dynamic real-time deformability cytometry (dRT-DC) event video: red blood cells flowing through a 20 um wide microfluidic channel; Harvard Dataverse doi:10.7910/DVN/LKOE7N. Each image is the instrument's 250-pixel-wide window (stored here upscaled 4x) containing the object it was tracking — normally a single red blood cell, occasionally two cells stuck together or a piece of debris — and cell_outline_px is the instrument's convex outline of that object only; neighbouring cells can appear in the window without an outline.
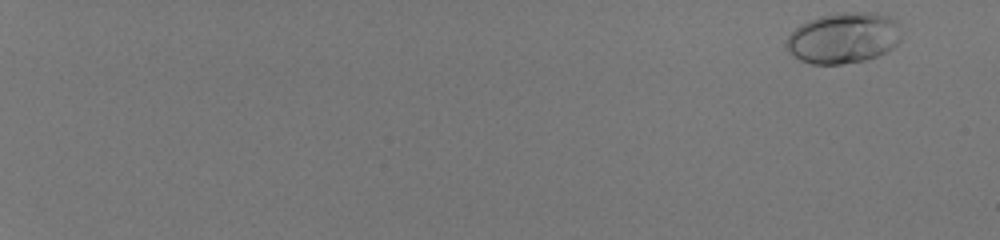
{"species": "human", "species_latin": "Homo sapiens", "temperature_condition": "room temperature", "stored_images_in_passage": 55, "camera_frame_rate_fps": 3000, "um_per_image_px": 0.085, "donor": {"sex": "male"}, "frame": {"image": 1, "passage_image": 2, "time_ms": 0.333, "image_size_px": [1000, 240], "cell_outline_px": [[900, 40], [892, 48], [876, 56], [864, 60], [840, 64], [812, 64], [800, 60], [788, 52], [784, 44], [788, 36], [800, 24], [808, 20], [820, 16], [844, 12], [876, 12], [892, 16], [900, 24]], "centroid_in_image_um": [71.7, 3.21], "position_along_channel_um": 13.3, "area_um2": 34.33}}
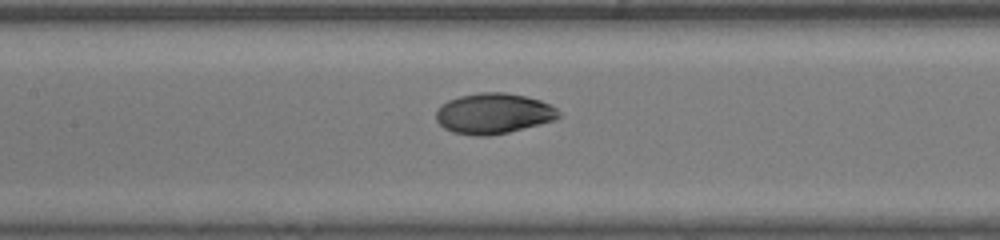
{"frame": {"image": 2, "passage_image": 32, "time_ms": 10.333, "image_size_px": [1000, 240], "cell_outline_px": [[560, 116], [556, 120], [508, 132], [488, 136], [476, 136], [452, 132], [444, 128], [436, 120], [436, 108], [440, 104], [448, 100], [460, 96], [480, 92], [504, 92], [524, 96], [540, 100], [552, 104], [560, 112]], "centroid_in_image_um": [41.94, 9.64], "position_along_channel_um": 165.5, "area_um2": 29.19}}
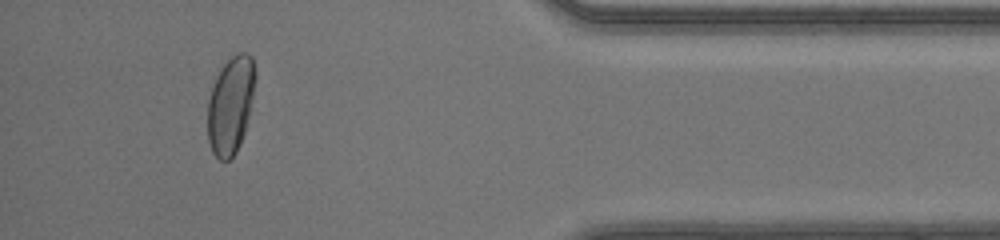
{"frame": {"image": 3, "passage_image": 52, "time_ms": 17.0, "image_size_px": [1000, 240], "cell_outline_px": [[256, 80], [248, 116], [244, 132], [240, 144], [236, 152], [228, 160], [220, 160], [212, 152], [208, 140], [208, 100], [216, 76], [220, 68], [236, 52], [244, 52], [252, 56], [256, 72]], "centroid_in_image_um": [19.6, 8.89], "position_along_channel_um": 415.6, "area_um2": 26.93}, "authors_computed_cell_mechanics": {"area_um2": 29.0156, "velocity_mm_per_s": 4.1409, "shape_relaxation_time_tau1_ms": 3.112, "shape_relaxation_time_tau2_ms": null, "deformation_change_tau1": 0.165, "deformation_change_tau2": null}}